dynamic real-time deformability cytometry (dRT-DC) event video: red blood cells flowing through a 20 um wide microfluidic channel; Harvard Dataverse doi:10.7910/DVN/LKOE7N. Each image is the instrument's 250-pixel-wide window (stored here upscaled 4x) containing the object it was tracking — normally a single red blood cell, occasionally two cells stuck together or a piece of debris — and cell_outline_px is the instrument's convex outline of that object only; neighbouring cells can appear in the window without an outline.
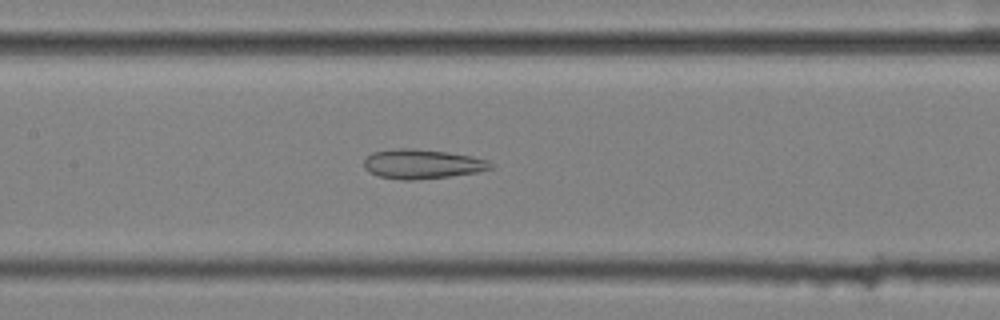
{"species": "common noctule bat (a hibernating species)", "species_latin": "Nyctalus noctula", "temperature_condition": "cold", "stored_images_in_passage": 55, "camera_frame_rate_fps": 3000, "um_per_image_px": 0.085, "animal": {"sex": "female", "body_mass_g": 25.1}, "frame": {"image": 1, "passage_image": 26, "time_ms": 8.333, "image_size_px": [1000, 320], "cell_outline_px": [[492, 168], [476, 172], [448, 176], [412, 180], [400, 180], [380, 176], [368, 172], [364, 168], [364, 160], [372, 152], [400, 148], [412, 148], [448, 152], [472, 156], [488, 160], [492, 164]], "centroid_in_image_um": [35.86, 13.93], "position_along_channel_um": 171.5, "area_um2": 21.62}}
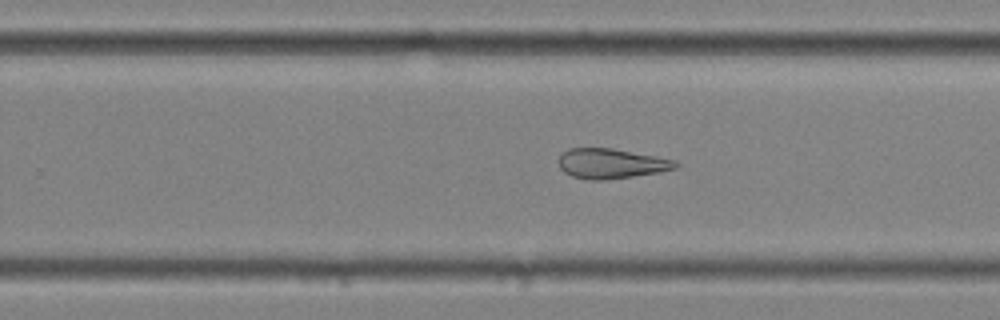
{"frame": {"image": 2, "passage_image": 35, "time_ms": 11.333, "image_size_px": [1000, 320], "cell_outline_px": [[680, 164], [676, 168], [660, 172], [604, 180], [588, 180], [572, 176], [564, 172], [560, 168], [560, 156], [568, 148], [612, 148], [656, 156], [676, 160]], "centroid_in_image_um": [51.97, 13.9], "position_along_channel_um": 277.8, "area_um2": 20.35}}
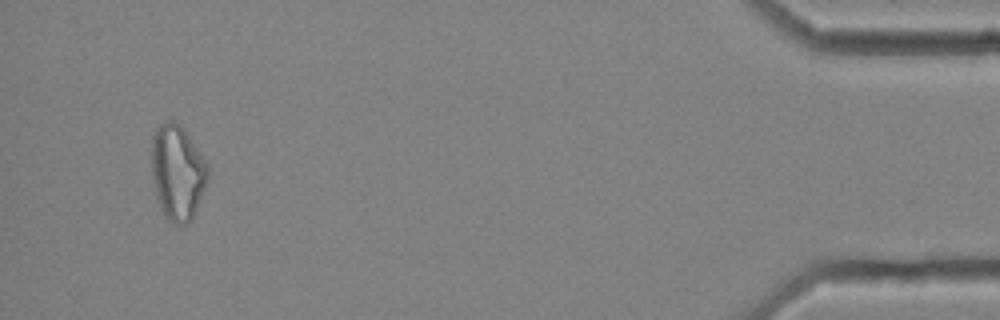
{"frame": {"image": 3, "passage_image": 53, "time_ms": 17.333, "image_size_px": [1000, 320], "cell_outline_px": [[208, 180], [192, 220], [188, 224], [180, 228], [172, 224], [164, 216], [160, 208], [156, 196], [152, 176], [152, 136], [156, 128], [164, 120], [172, 120], [180, 124], [184, 128], [208, 164]], "centroid_in_image_um": [15.08, 14.69], "position_along_channel_um": 420.1, "area_um2": 31.79}, "authors_computed_cell_mechanics": {"area_um2": 27.9752, "velocity_mm_per_s": 3.5599, "shape_relaxation_time_tau1_ms": null, "shape_relaxation_time_tau2_ms": 4.9542, "deformation_change_tau1": null, "deformation_change_tau2": 0.1619}}